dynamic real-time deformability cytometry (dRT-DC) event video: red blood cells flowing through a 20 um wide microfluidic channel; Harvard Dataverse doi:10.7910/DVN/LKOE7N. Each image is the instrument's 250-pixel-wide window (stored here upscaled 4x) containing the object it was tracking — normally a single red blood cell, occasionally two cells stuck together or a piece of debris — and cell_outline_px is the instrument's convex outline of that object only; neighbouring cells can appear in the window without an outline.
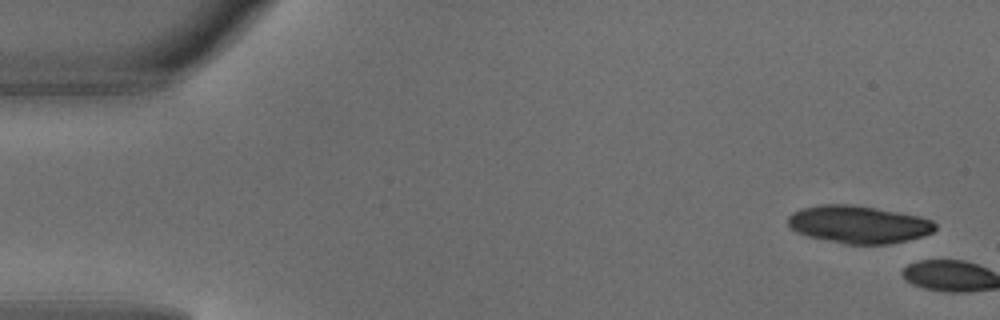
{"species": "common noctule bat (a hibernating species)", "species_latin": "Nyctalus noctula", "temperature_condition": "warm", "stored_images_in_passage": 3, "camera_frame_rate_fps": 3000, "um_per_image_px": 0.085, "animal": {"sex": "male", "body_mass_g": 18.8}, "frame": {"image": 1, "passage_image": 1, "time_ms": 0.0, "image_size_px": [1000, 320], "cell_outline_px": [[936, 228], [932, 232], [924, 236], [908, 240], [888, 244], [844, 244], [808, 236], [796, 232], [788, 224], [788, 216], [792, 212], [804, 208], [820, 204], [852, 204], [920, 216], [932, 220], [936, 224]], "centroid_in_image_um": [72.98, 19.07], "position_along_channel_um": 12.0, "area_um2": 32.25}}